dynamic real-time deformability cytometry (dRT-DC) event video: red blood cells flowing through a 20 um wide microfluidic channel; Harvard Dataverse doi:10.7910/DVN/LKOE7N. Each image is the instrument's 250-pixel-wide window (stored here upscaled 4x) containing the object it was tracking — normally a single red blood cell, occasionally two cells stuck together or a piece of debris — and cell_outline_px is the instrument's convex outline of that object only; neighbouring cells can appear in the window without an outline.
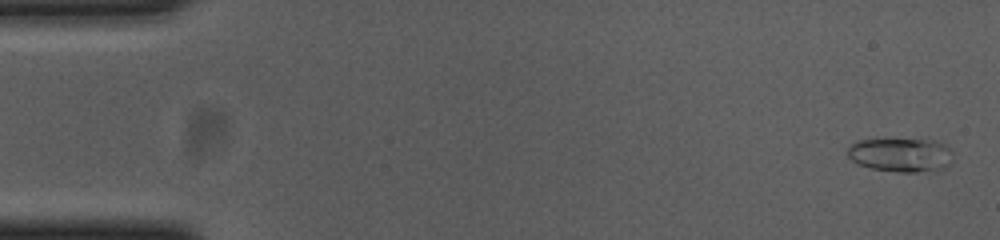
{"species": "common noctule bat (a hibernating species)", "species_latin": "Nyctalus noctula", "temperature_condition": "cold", "stored_images_in_passage": 55, "camera_frame_rate_fps": 3000, "um_per_image_px": 0.085, "animal": {"sex": "female", "body_mass_g": 23.0, "forearm_length_mm": 53.4}, "frame": {"image": 1, "passage_image": 2, "time_ms": 0.333, "image_size_px": [1000, 240], "cell_outline_px": [[952, 160], [948, 164], [916, 172], [896, 172], [872, 168], [860, 164], [852, 160], [848, 156], [848, 148], [852, 144], [860, 140], [936, 140], [944, 144], [952, 152]], "centroid_in_image_um": [76.54, 13.15], "position_along_channel_um": 8.5, "area_um2": 20.11}}
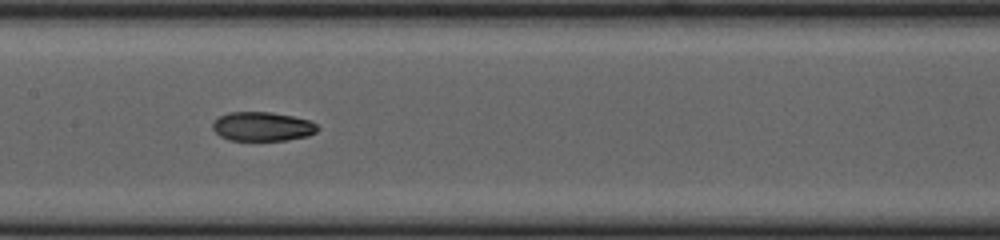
{"frame": {"image": 2, "passage_image": 27, "time_ms": 8.667, "image_size_px": [1000, 240], "cell_outline_px": [[320, 128], [316, 132], [308, 136], [284, 140], [228, 140], [220, 136], [212, 128], [212, 124], [220, 116], [228, 112], [272, 112], [312, 120]], "centroid_in_image_um": [22.33, 10.75], "position_along_channel_um": 185.1, "area_um2": 17.86}}
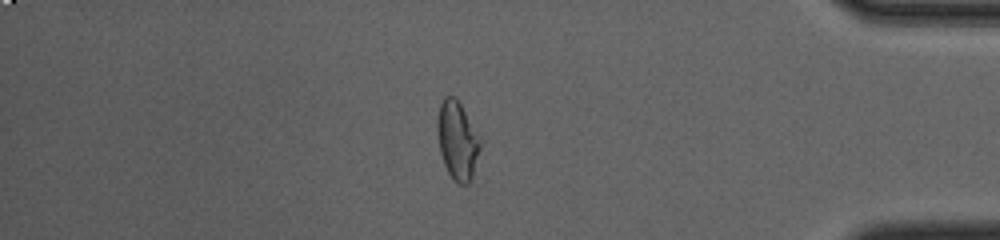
{"frame": {"image": 3, "passage_image": 47, "time_ms": 15.333, "image_size_px": [1000, 240], "cell_outline_px": [[480, 148], [472, 180], [468, 184], [456, 184], [452, 180], [444, 164], [440, 152], [436, 128], [436, 120], [440, 104], [444, 96], [456, 96], [476, 132], [480, 140]], "centroid_in_image_um": [38.85, 11.96], "position_along_channel_um": 396.4, "area_um2": 19.65}, "authors_computed_cell_mechanics": {"area_um2": 18.7272, "velocity_mm_per_s": 3.7035, "shape_relaxation_time_tau1_ms": null, "shape_relaxation_time_tau2_ms": 4.3959, "deformation_change_tau1": null, "deformation_change_tau2": 0.0722}}